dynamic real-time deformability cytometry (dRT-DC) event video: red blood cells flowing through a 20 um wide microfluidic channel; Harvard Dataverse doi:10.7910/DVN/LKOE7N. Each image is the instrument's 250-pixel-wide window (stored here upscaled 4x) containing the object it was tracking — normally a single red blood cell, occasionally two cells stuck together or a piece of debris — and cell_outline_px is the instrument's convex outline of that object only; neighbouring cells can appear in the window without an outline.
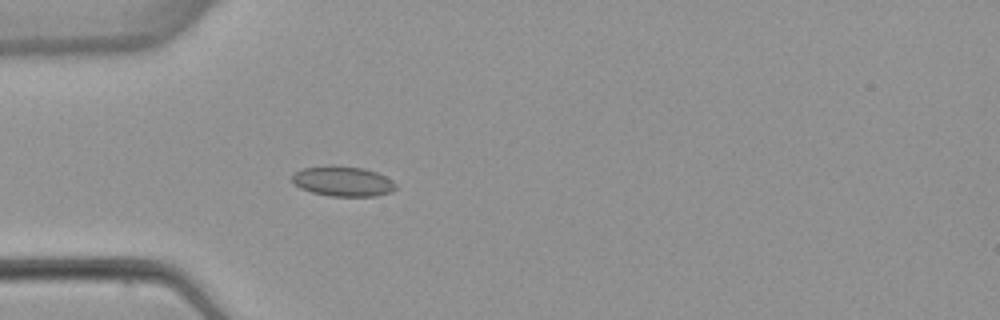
{"species": "common noctule bat (a hibernating species)", "species_latin": "Nyctalus noctula", "temperature_condition": "warm", "stored_images_in_passage": 4, "camera_frame_rate_fps": 3000, "um_per_image_px": 0.085, "animal": {"sex": "female", "body_mass_g": 22.7, "forearm_length_mm": 54.2}, "frame": {"image": 1, "passage_image": 4, "time_ms": 3.667, "image_size_px": [1000, 320], "cell_outline_px": [[396, 188], [392, 192], [376, 196], [328, 196], [312, 192], [300, 188], [292, 184], [292, 176], [300, 168], [332, 164], [364, 168], [376, 172], [392, 180], [396, 184]], "centroid_in_image_um": [29.11, 15.4], "position_along_channel_um": 55.9, "area_um2": 18.5}}